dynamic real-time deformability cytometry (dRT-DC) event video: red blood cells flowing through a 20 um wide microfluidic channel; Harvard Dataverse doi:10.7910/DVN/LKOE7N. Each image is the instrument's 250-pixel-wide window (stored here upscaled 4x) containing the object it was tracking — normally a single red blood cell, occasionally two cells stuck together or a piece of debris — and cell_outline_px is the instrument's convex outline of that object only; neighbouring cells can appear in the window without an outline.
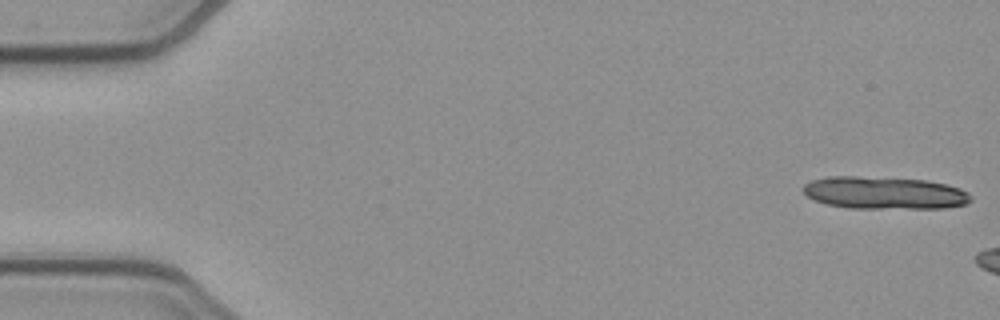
{"species": "common noctule bat (a hibernating species)", "species_latin": "Nyctalus noctula", "temperature_condition": "cold", "stored_images_in_passage": 6, "camera_frame_rate_fps": 3000, "um_per_image_px": 0.085, "animal": {"sex": "female", "body_mass_g": 21.9}, "frame": {"image": 1, "passage_image": 1, "time_ms": 0.0, "image_size_px": [1000, 320], "cell_outline_px": [[972, 200], [964, 204], [944, 208], [848, 208], [828, 204], [816, 200], [808, 196], [800, 188], [804, 184], [812, 180], [828, 176], [856, 176], [928, 180], [960, 188], [968, 192], [972, 196]], "centroid_in_image_um": [75.17, 16.39], "position_along_channel_um": 9.8, "area_um2": 31.73}}